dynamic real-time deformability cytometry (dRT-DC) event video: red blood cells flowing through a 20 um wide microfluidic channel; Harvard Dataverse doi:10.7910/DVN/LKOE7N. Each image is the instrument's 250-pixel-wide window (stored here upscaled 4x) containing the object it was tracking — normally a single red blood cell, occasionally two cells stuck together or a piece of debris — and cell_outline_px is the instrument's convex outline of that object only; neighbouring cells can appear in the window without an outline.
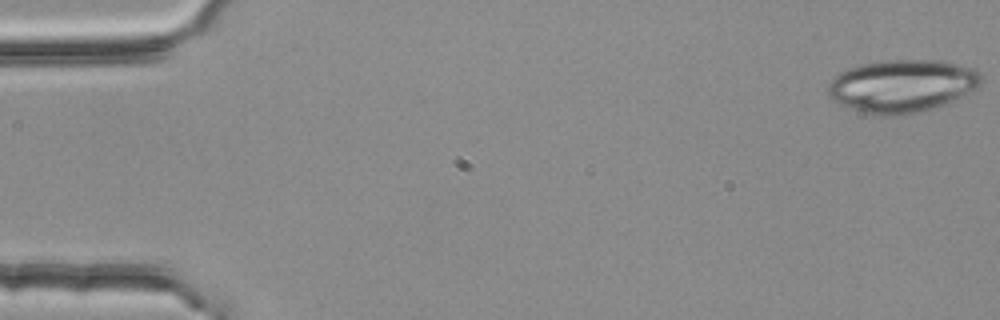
{"species": "common noctule bat (a hibernating species)", "species_latin": "Nyctalus noctula", "temperature_condition": "room temperature", "stored_images_in_passage": 4, "camera_frame_rate_fps": 3000, "um_per_image_px": 0.085, "animal": {"sex": "female", "body_mass_g": 25.1}, "frame": {"image": 1, "passage_image": 1, "time_ms": 0.0, "image_size_px": [1000, 320], "cell_outline_px": [[984, 80], [980, 88], [944, 104], [932, 108], [900, 116], [876, 116], [840, 104], [832, 100], [828, 96], [828, 84], [840, 72], [848, 68], [860, 64], [884, 60], [944, 60], [976, 68], [980, 72]], "centroid_in_image_um": [76.73, 7.29], "position_along_channel_um": 8.3, "area_um2": 47.63}}